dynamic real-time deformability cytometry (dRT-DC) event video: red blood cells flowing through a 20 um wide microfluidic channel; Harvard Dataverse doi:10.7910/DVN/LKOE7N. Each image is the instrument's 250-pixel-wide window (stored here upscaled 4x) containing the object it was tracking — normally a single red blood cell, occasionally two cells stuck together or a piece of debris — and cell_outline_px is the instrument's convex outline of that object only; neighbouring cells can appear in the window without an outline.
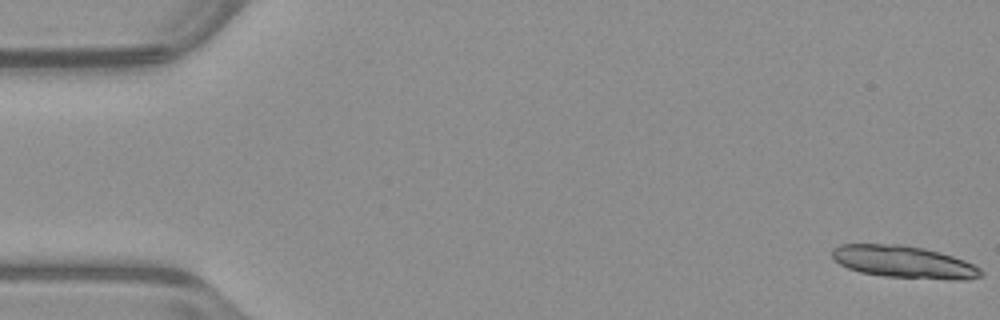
{"species": "common noctule bat (a hibernating species)", "species_latin": "Nyctalus noctula", "temperature_condition": "warm", "stored_images_in_passage": 49, "camera_frame_rate_fps": 3000, "um_per_image_px": 0.085, "animal": {"sex": "male", "body_mass_g": 23.1, "forearm_length_mm": 52.7}, "frame": {"image": 1, "passage_image": 1, "time_ms": 0.0, "image_size_px": [1000, 320], "cell_outline_px": [[984, 276], [968, 280], [948, 280], [884, 276], [860, 272], [848, 268], [840, 264], [832, 256], [832, 248], [840, 244], [900, 244], [924, 248], [940, 252], [964, 260], [980, 268], [984, 272]], "centroid_in_image_um": [76.87, 22.27], "position_along_channel_um": 8.1, "area_um2": 28.21}}
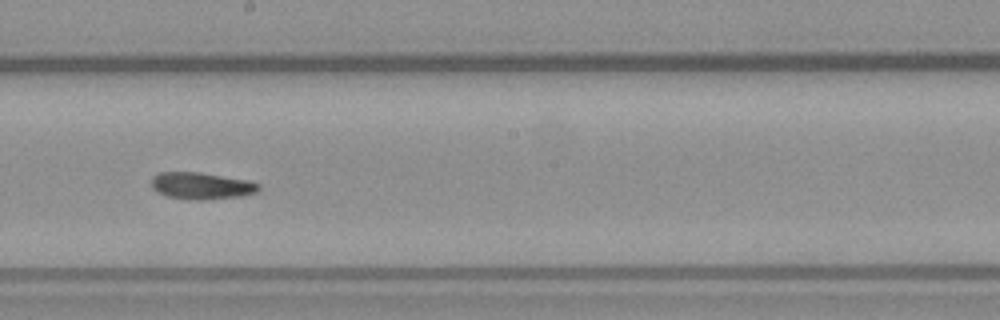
{"frame": {"image": 2, "passage_image": 30, "time_ms": 9.667, "image_size_px": [1000, 320], "cell_outline_px": [[260, 188], [256, 192], [240, 196], [200, 200], [188, 200], [168, 196], [156, 192], [152, 188], [152, 176], [160, 172], [200, 172], [248, 180], [260, 184]], "centroid_in_image_um": [17.1, 15.79], "position_along_channel_um": 231.1, "area_um2": 16.82}}
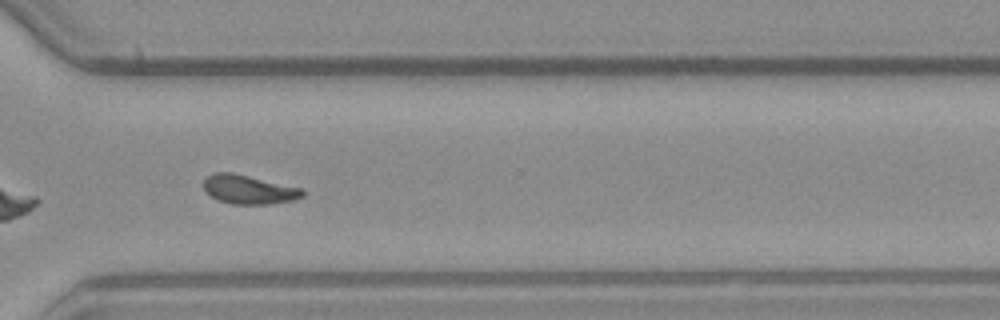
{"frame": {"image": 3, "passage_image": 39, "time_ms": 12.667, "image_size_px": [1000, 320], "cell_outline_px": [[304, 196], [292, 200], [272, 204], [232, 204], [216, 200], [204, 188], [204, 180], [212, 172], [232, 172], [304, 188]], "centroid_in_image_um": [21.17, 16.1], "position_along_channel_um": 349.4, "area_um2": 16.82}}